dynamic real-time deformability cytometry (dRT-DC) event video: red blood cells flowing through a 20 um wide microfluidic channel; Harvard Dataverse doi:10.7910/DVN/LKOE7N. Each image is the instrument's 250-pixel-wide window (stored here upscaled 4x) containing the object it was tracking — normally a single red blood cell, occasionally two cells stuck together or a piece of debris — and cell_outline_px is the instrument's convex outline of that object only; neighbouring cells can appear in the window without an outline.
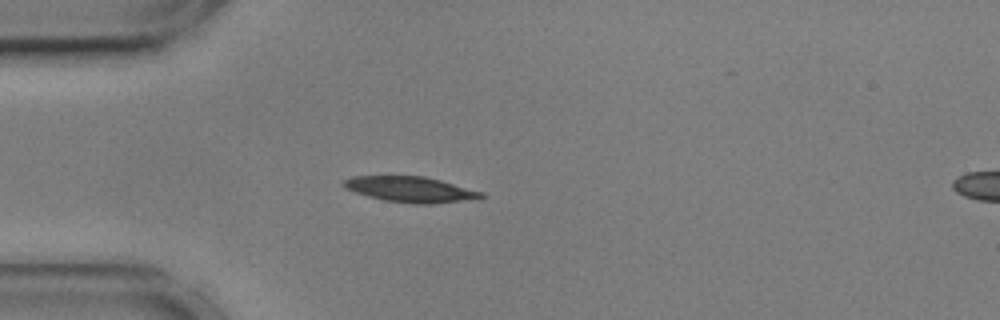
{"species": "common noctule bat (a hibernating species)", "species_latin": "Nyctalus noctula", "temperature_condition": "cold", "stored_images_in_passage": 42, "camera_frame_rate_fps": 3000, "um_per_image_px": 0.085, "animal": {"sex": "male", "body_mass_g": 17.9, "forearm_length_mm": 54.2}, "frame": {"image": 1, "passage_image": 1, "time_ms": 0.0, "image_size_px": [1000, 320], "cell_outline_px": [[484, 196], [480, 200], [432, 204], [416, 204], [384, 200], [368, 196], [344, 188], [340, 184], [344, 180], [352, 176], [424, 176], [440, 180], [484, 192]], "centroid_in_image_um": [34.95, 16.11], "position_along_channel_um": 50.1, "area_um2": 20.81}}
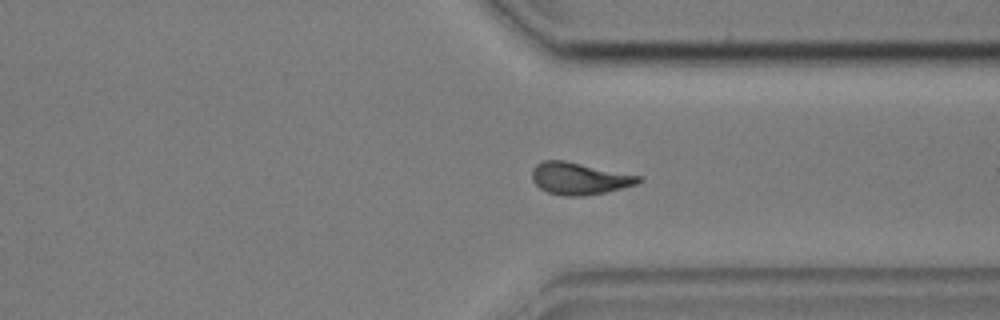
{"frame": {"image": 2, "passage_image": 28, "time_ms": 9.0, "image_size_px": [1000, 320], "cell_outline_px": [[644, 180], [636, 184], [604, 192], [584, 196], [564, 196], [548, 192], [540, 188], [532, 180], [532, 168], [536, 164], [544, 160], [564, 160], [644, 176]], "centroid_in_image_um": [49.26, 15.16], "position_along_channel_um": 362.1, "area_um2": 20.0}}
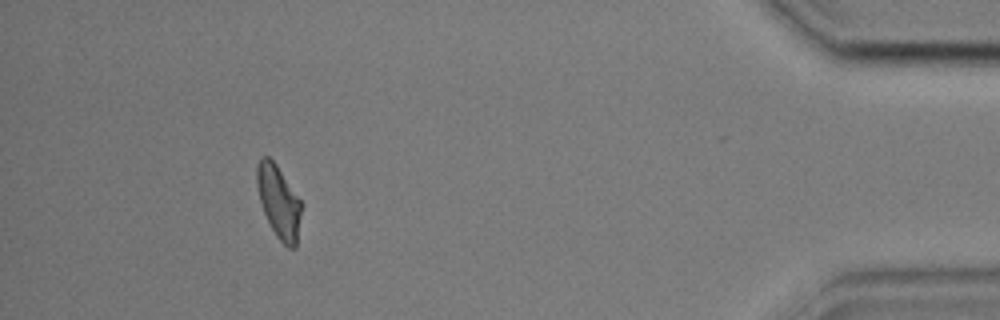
{"frame": {"image": 3, "passage_image": 37, "time_ms": 12.0, "image_size_px": [1000, 320], "cell_outline_px": [[304, 204], [296, 248], [288, 248], [276, 236], [264, 212], [260, 200], [256, 184], [256, 168], [260, 156], [268, 156], [276, 164]], "centroid_in_image_um": [23.73, 17.15], "position_along_channel_um": 411.5, "area_um2": 19.13}, "authors_computed_cell_mechanics": {"area_um2": 19.5075, "velocity_mm_per_s": 3.5941, "shape_relaxation_time_tau1_ms": 7.8262, "shape_relaxation_time_tau2_ms": 4.319, "deformation_change_tau1": 0.2098, "deformation_change_tau2": 0.1118}}